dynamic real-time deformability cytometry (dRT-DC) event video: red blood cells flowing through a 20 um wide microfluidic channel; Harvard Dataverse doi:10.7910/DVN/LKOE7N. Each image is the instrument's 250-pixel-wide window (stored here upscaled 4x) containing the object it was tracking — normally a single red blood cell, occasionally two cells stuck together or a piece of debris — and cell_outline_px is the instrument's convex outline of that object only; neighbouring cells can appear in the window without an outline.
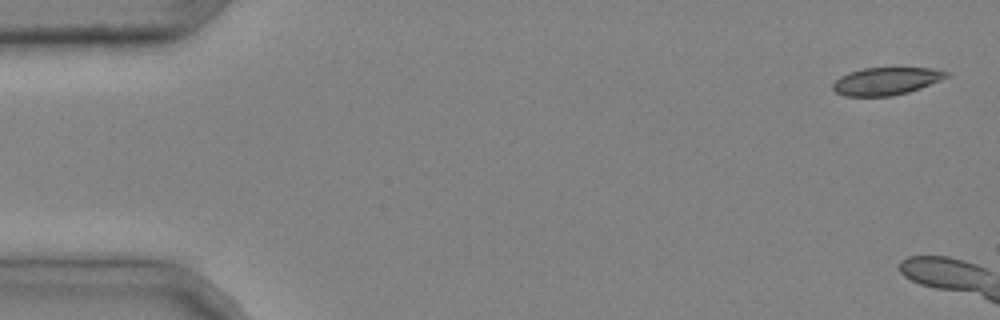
{"species": "common noctule bat (a hibernating species)", "species_latin": "Nyctalus noctula", "temperature_condition": "cold", "stored_images_in_passage": 4, "camera_frame_rate_fps": 3000, "um_per_image_px": 0.085, "animal": {"sex": "male", "body_mass_g": 20.4}, "frame": {"image": 1, "passage_image": 1, "time_ms": 0.0, "image_size_px": [1000, 320], "cell_outline_px": [[952, 76], [920, 88], [908, 92], [892, 96], [844, 96], [836, 92], [832, 88], [832, 84], [840, 76], [848, 72], [864, 68], [932, 68], [948, 72]], "centroid_in_image_um": [75.33, 6.89], "position_along_channel_um": 9.7, "area_um2": 18.32}}